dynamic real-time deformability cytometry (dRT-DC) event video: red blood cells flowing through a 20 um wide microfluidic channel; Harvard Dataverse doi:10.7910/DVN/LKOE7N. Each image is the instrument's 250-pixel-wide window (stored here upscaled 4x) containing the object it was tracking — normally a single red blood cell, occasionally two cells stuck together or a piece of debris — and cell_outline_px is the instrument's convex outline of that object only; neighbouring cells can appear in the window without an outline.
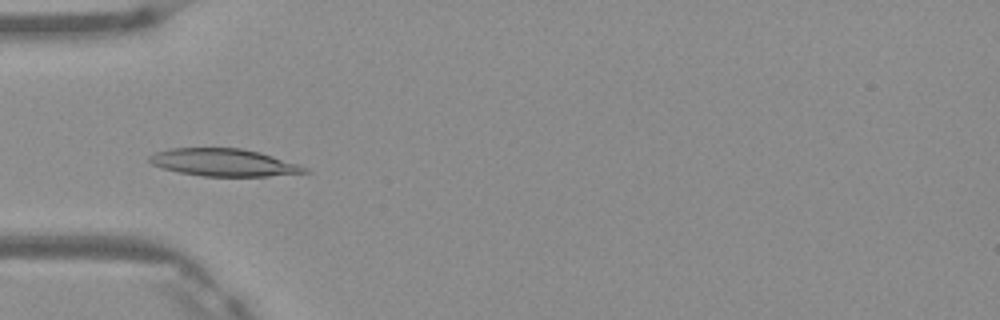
{"species": "Egyptian fruit bat (a non-hibernating species)", "species_latin": "Rousettus aegyptiacus", "temperature_condition": "warm", "stored_images_in_passage": 5, "camera_frame_rate_fps": 3000, "um_per_image_px": 0.085, "frame": {"image": 1, "passage_image": 4, "time_ms": 1.0, "image_size_px": [1000, 320], "cell_outline_px": [[312, 172], [268, 176], [204, 176], [180, 172], [164, 168], [152, 164], [148, 160], [148, 156], [156, 152], [168, 148], [244, 148], [260, 152], [300, 164], [308, 168]], "centroid_in_image_um": [19.06, 13.8], "position_along_channel_um": 65.9, "area_um2": 24.91}}
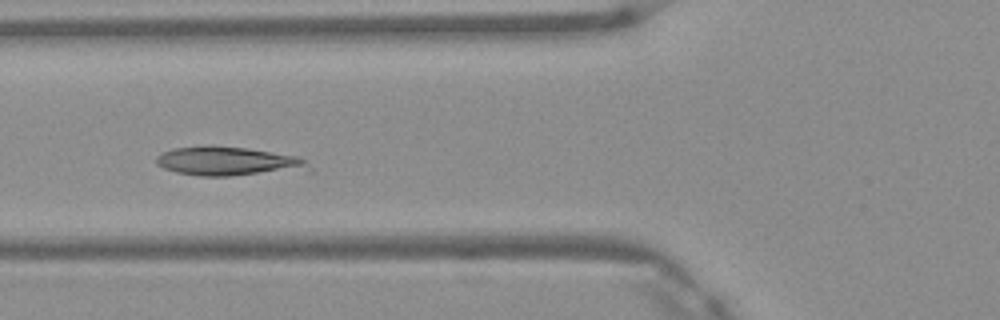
{"frame": {"image": 2, "passage_image": 5, "time_ms": 1.333, "image_size_px": [1000, 320], "cell_outline_px": [[312, 172], [228, 176], [200, 176], [176, 172], [164, 168], [156, 164], [156, 156], [172, 148], [208, 144], [244, 148], [296, 156], [304, 160], [312, 168]], "centroid_in_image_um": [19.46, 13.73], "position_along_channel_um": 106.3, "area_um2": 26.47}}